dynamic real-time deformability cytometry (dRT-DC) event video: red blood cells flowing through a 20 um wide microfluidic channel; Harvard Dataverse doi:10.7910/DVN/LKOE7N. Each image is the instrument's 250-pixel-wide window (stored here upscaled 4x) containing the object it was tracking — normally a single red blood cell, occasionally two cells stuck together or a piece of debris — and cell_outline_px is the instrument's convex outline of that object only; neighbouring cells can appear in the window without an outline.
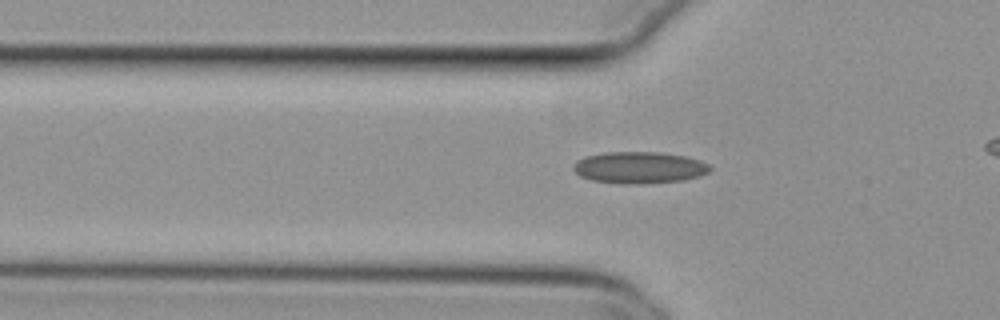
{"species": "common noctule bat (a hibernating species)", "species_latin": "Nyctalus noctula", "temperature_condition": "cold", "stored_images_in_passage": 36, "camera_frame_rate_fps": 3000, "um_per_image_px": 0.085, "animal": {"sex": "female", "body_mass_g": 29.2, "forearm_length_mm": 56.3}, "frame": {"image": 1, "passage_image": 4, "time_ms": 1.0, "image_size_px": [1000, 320], "cell_outline_px": [[712, 168], [708, 172], [700, 176], [684, 180], [636, 184], [624, 184], [592, 180], [580, 176], [572, 168], [572, 164], [576, 160], [584, 156], [604, 152], [660, 152], [684, 156], [700, 160], [708, 164]], "centroid_in_image_um": [54.31, 14.23], "position_along_channel_um": 71.5, "area_um2": 25.37}}
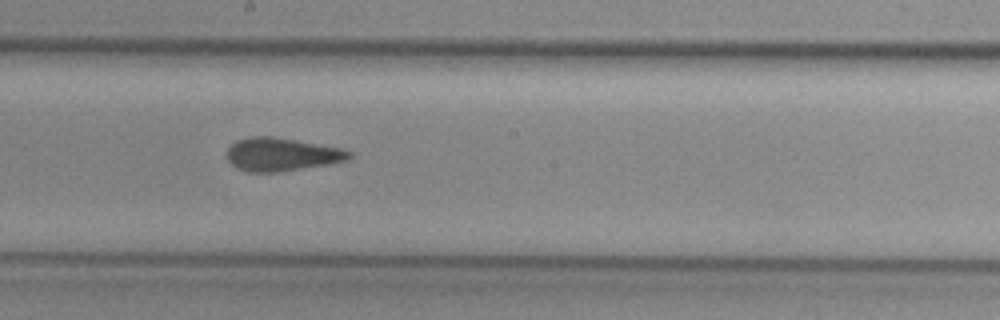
{"frame": {"image": 2, "passage_image": 16, "time_ms": 5.0, "image_size_px": [1000, 320], "cell_outline_px": [[352, 156], [348, 160], [328, 164], [280, 172], [248, 172], [236, 168], [224, 156], [228, 148], [236, 140], [252, 136], [272, 136], [296, 140], [340, 148], [352, 152]], "centroid_in_image_um": [23.9, 13.13], "position_along_channel_um": 224.3, "area_um2": 23.76}}
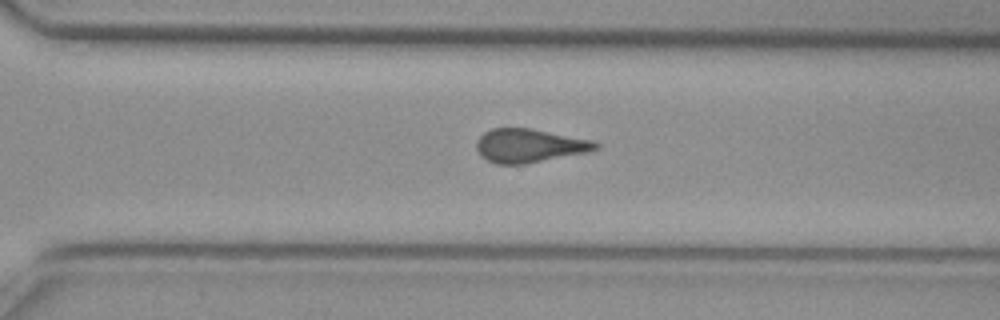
{"frame": {"image": 3, "passage_image": 24, "time_ms": 7.667, "image_size_px": [1000, 320], "cell_outline_px": [[600, 148], [584, 152], [524, 164], [496, 164], [480, 156], [476, 148], [476, 140], [484, 132], [492, 128], [532, 128], [592, 140], [600, 144]], "centroid_in_image_um": [44.95, 12.37], "position_along_channel_um": 325.6, "area_um2": 23.24}, "authors_computed_cell_mechanics": {"area_um2": 23.4668, "velocity_mm_per_s": 3.8174, "shape_relaxation_time_tau1_ms": null, "shape_relaxation_time_tau2_ms": 1.8958, "deformation_change_tau1": null, "deformation_change_tau2": 0.083}}